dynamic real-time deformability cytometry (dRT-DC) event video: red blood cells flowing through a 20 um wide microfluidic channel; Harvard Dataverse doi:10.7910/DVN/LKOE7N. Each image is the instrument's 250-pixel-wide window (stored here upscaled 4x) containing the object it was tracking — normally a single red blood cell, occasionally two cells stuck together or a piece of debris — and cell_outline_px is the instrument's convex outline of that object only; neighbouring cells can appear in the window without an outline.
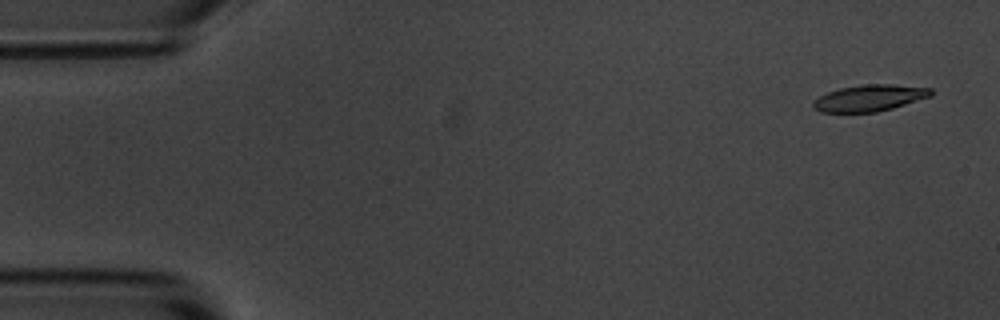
{"species": "common noctule bat (a hibernating species)", "species_latin": "Nyctalus noctula", "temperature_condition": "room temperature", "stored_images_in_passage": 4, "camera_frame_rate_fps": 3000, "um_per_image_px": 0.085, "animal": {"sex": "male", "body_mass_g": 20.1, "forearm_length_mm": 53.5}, "frame": {"image": 1, "passage_image": 1, "time_ms": 0.0, "image_size_px": [1000, 320], "cell_outline_px": [[932, 96], [892, 108], [876, 112], [820, 112], [812, 108], [812, 104], [820, 96], [828, 92], [840, 88], [864, 84], [892, 84], [932, 88]], "centroid_in_image_um": [73.92, 8.33], "position_along_channel_um": 11.1, "area_um2": 18.09}}
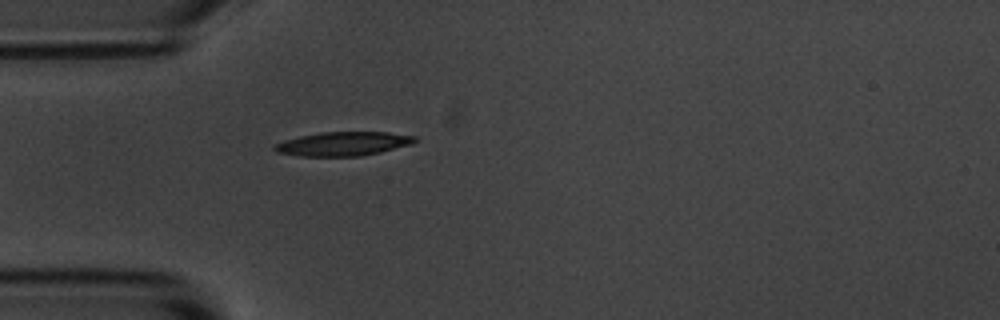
{"frame": {"image": 2, "passage_image": 4, "time_ms": 4.333, "image_size_px": [1000, 320], "cell_outline_px": [[416, 140], [408, 144], [380, 152], [360, 156], [300, 156], [276, 152], [272, 148], [276, 144], [284, 140], [300, 136], [320, 132], [388, 132], [416, 136]], "centroid_in_image_um": [29.12, 12.22], "position_along_channel_um": 55.9, "area_um2": 19.36}}